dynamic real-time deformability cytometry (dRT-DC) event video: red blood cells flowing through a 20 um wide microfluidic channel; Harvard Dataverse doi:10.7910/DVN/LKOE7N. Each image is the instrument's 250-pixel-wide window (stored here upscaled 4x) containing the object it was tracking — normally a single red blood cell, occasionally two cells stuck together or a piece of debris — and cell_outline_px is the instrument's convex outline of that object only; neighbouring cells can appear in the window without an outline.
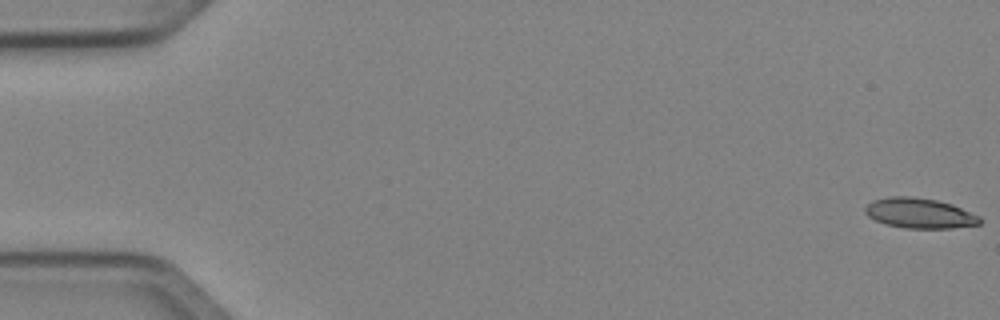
{"species": "Egyptian fruit bat (a non-hibernating species)", "species_latin": "Rousettus aegyptiacus", "temperature_condition": "cold", "stored_images_in_passage": 51, "camera_frame_rate_fps": 3000, "um_per_image_px": 0.085, "animal": {"sex": "female"}, "frame": {"image": 1, "passage_image": 1, "time_ms": 0.0, "image_size_px": [1000, 320], "cell_outline_px": [[980, 224], [952, 228], [904, 228], [884, 224], [868, 216], [864, 212], [864, 208], [872, 200], [892, 196], [912, 196], [936, 200], [952, 204], [980, 216]], "centroid_in_image_um": [78.14, 18.12], "position_along_channel_um": 6.9, "area_um2": 20.17}}
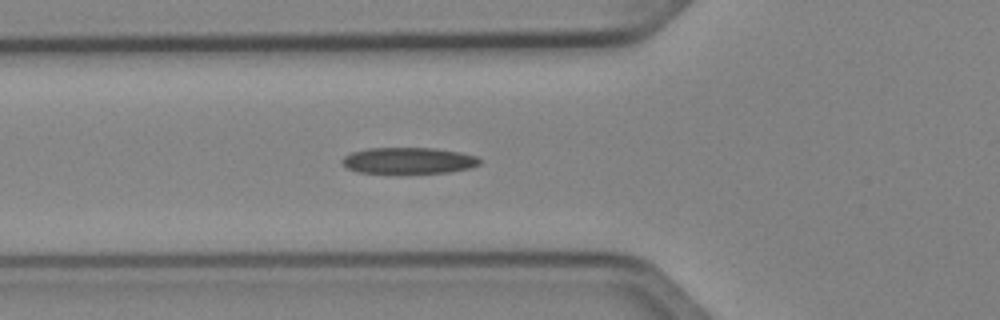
{"frame": {"image": 2, "passage_image": 19, "time_ms": 6.0, "image_size_px": [1000, 320], "cell_outline_px": [[480, 164], [472, 168], [448, 172], [396, 176], [356, 172], [348, 168], [340, 160], [344, 156], [352, 152], [368, 148], [436, 148], [460, 152], [476, 156], [480, 160]], "centroid_in_image_um": [34.7, 13.7], "position_along_channel_um": 91.1, "area_um2": 22.14}}
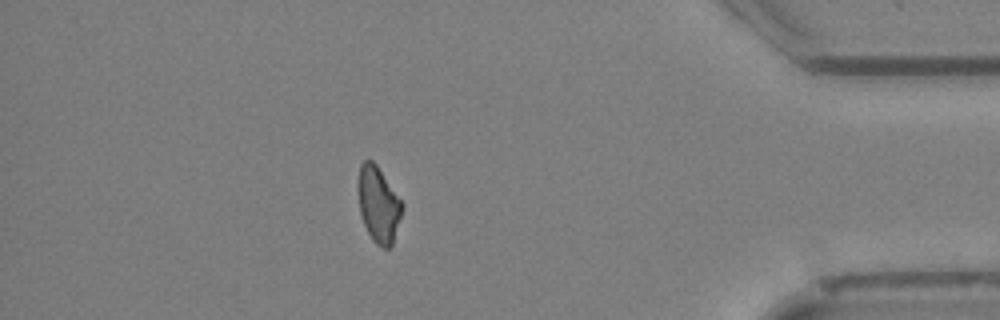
{"frame": {"image": 3, "passage_image": 45, "time_ms": 14.667, "image_size_px": [1000, 320], "cell_outline_px": [[404, 208], [392, 244], [388, 248], [384, 248], [376, 244], [372, 240], [364, 224], [360, 212], [356, 188], [356, 184], [360, 164], [364, 160], [372, 160], [376, 164], [404, 204]], "centroid_in_image_um": [32.15, 17.36], "position_along_channel_um": 403.1, "area_um2": 19.71}}